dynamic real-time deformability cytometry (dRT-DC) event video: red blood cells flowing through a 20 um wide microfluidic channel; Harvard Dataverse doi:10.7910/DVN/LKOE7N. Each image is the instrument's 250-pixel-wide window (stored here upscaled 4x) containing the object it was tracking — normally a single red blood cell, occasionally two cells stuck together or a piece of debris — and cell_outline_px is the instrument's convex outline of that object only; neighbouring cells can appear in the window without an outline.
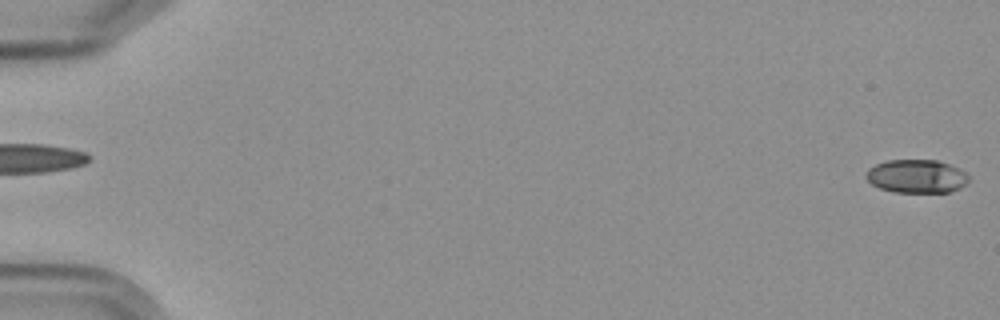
{"species": "Egyptian fruit bat (a non-hibernating species)", "species_latin": "Rousettus aegyptiacus", "temperature_condition": "cold", "stored_images_in_passage": 8, "segment_of_instrument_passage": [2, 2], "camera_frame_rate_fps": 3000, "um_per_image_px": 0.085, "frame": {"image": 1, "passage_image": 8, "time_ms": 8.667, "image_size_px": [1000, 320], "cell_outline_px": [[968, 184], [960, 188], [948, 192], [892, 192], [880, 188], [872, 184], [868, 180], [868, 168], [876, 164], [888, 160], [936, 160], [948, 164], [964, 172], [968, 176]], "centroid_in_image_um": [77.92, 14.99], "position_along_channel_um": 7.1, "area_um2": 19.77}}